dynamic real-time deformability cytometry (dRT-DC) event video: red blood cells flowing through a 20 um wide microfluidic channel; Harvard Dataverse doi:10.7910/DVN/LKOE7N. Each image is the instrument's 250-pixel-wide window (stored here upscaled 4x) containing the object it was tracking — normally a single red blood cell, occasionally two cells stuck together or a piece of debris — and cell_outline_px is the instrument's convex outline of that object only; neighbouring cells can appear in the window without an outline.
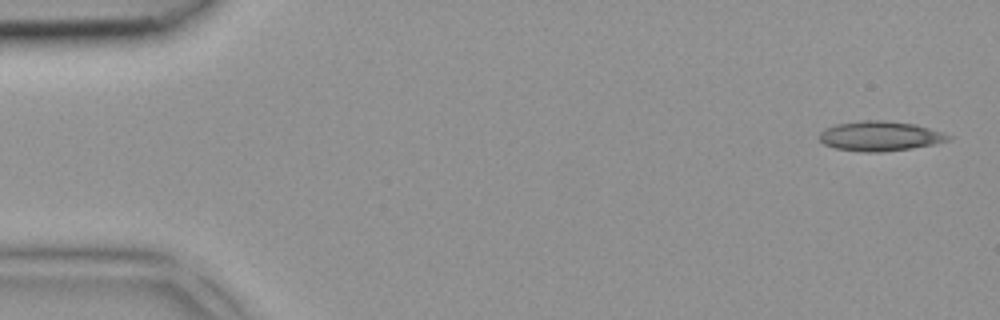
{"species": "common noctule bat (a hibernating species)", "species_latin": "Nyctalus noctula", "temperature_condition": "room temperature", "stored_images_in_passage": 1, "camera_frame_rate_fps": 3000, "um_per_image_px": 0.085, "animal": {"sex": "female", "body_mass_g": 18.4}, "frame": {"image": 1, "passage_image": 1, "time_ms": 0.0, "image_size_px": [1000, 320], "cell_outline_px": [[952, 136], [948, 140], [932, 144], [912, 148], [884, 152], [868, 152], [836, 148], [824, 144], [820, 140], [820, 132], [836, 124], [860, 120], [880, 120], [916, 124], [944, 132]], "centroid_in_image_um": [74.82, 11.56], "position_along_channel_um": 10.2, "area_um2": 22.2}}